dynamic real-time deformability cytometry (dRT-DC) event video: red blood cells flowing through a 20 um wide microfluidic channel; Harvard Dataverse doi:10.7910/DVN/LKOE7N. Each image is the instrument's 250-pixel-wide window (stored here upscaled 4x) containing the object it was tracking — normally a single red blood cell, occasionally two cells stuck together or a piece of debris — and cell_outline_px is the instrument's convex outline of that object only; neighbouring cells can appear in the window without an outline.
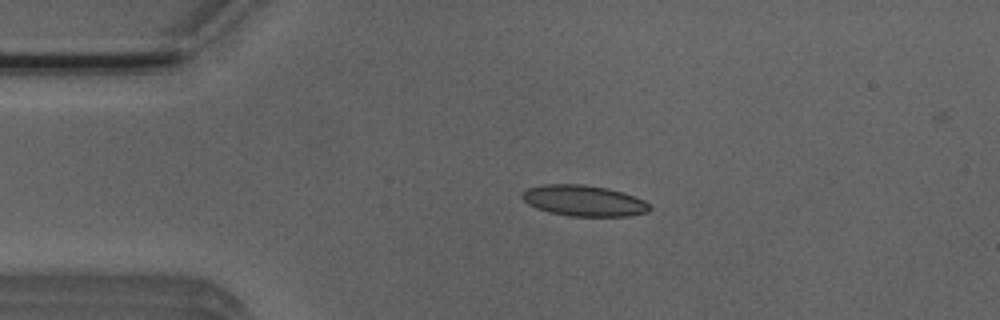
{"species": "Egyptian fruit bat (a non-hibernating species)", "species_latin": "Rousettus aegyptiacus", "temperature_condition": "room temperature", "stored_images_in_passage": 5, "camera_frame_rate_fps": 3000, "um_per_image_px": 0.085, "animal": {"sex": "male"}, "frame": {"image": 1, "passage_image": 4, "time_ms": 3.333, "image_size_px": [1000, 320], "cell_outline_px": [[652, 208], [648, 212], [628, 216], [568, 216], [536, 208], [528, 204], [520, 196], [528, 188], [544, 184], [584, 184], [608, 188], [644, 200]], "centroid_in_image_um": [49.62, 17.06], "position_along_channel_um": 35.4, "area_um2": 22.83}}